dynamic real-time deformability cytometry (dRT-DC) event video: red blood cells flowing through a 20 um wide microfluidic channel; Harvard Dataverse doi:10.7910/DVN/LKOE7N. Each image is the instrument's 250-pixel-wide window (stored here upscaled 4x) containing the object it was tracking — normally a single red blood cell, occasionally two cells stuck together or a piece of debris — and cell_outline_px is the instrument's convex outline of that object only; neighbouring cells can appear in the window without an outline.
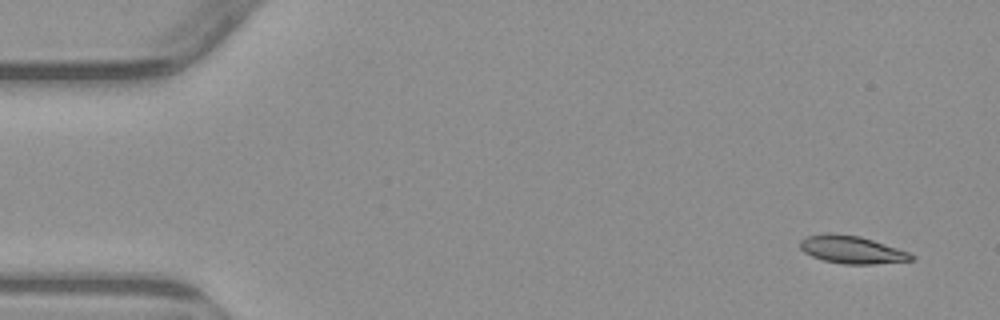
{"species": "common noctule bat (a hibernating species)", "species_latin": "Nyctalus noctula", "temperature_condition": "warm", "stored_images_in_passage": 5, "camera_frame_rate_fps": 3000, "um_per_image_px": 0.085, "animal": {"sex": "male", "body_mass_g": 23.1, "forearm_length_mm": 52.7}, "frame": {"image": 1, "passage_image": 1, "time_ms": 0.0, "image_size_px": [1000, 320], "cell_outline_px": [[916, 260], [872, 264], [844, 264], [824, 260], [812, 256], [804, 252], [800, 248], [800, 240], [804, 236], [824, 232], [828, 232], [860, 236], [908, 252], [916, 256]], "centroid_in_image_um": [72.37, 21.21], "position_along_channel_um": 12.6, "area_um2": 18.03}}
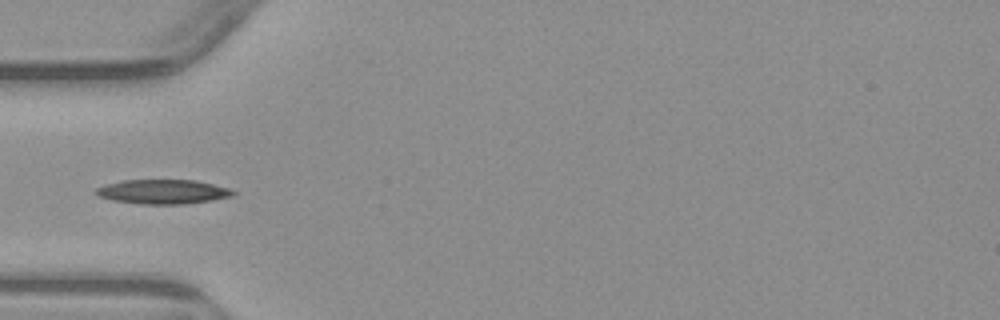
{"frame": {"image": 2, "passage_image": 5, "time_ms": 4.667, "image_size_px": [1000, 320], "cell_outline_px": [[236, 192], [232, 196], [212, 200], [184, 204], [140, 204], [112, 200], [100, 196], [92, 192], [96, 188], [108, 184], [124, 180], [196, 180], [228, 188]], "centroid_in_image_um": [13.83, 16.3], "position_along_channel_um": 71.2, "area_um2": 19.36}}